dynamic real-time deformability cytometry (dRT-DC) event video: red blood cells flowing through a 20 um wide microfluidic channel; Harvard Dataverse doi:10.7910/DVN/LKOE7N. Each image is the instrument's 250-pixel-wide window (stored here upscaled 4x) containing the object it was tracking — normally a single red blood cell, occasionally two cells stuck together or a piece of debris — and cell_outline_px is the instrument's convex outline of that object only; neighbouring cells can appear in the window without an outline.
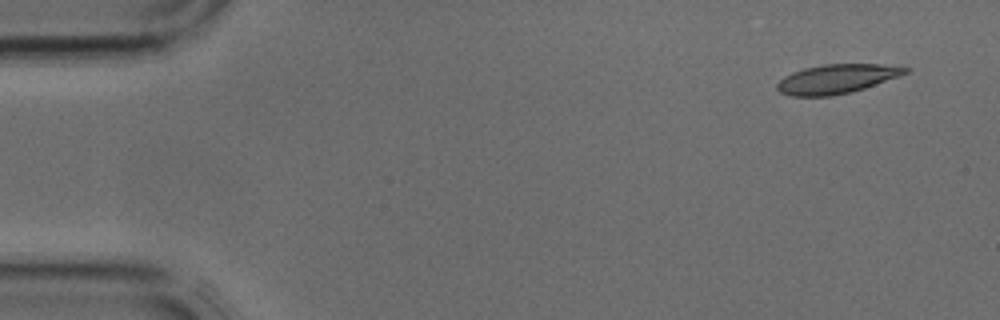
{"species": "common noctule bat (a hibernating species)", "species_latin": "Nyctalus noctula", "temperature_condition": "cold", "stored_images_in_passage": 4, "camera_frame_rate_fps": 3000, "um_per_image_px": 0.085, "animal": {"sex": "male", "body_mass_g": 17.9, "forearm_length_mm": 54.2}, "frame": {"image": 1, "passage_image": 1, "time_ms": 0.0, "image_size_px": [1000, 320], "cell_outline_px": [[908, 72], [900, 76], [852, 92], [828, 96], [792, 96], [780, 92], [776, 88], [776, 84], [784, 76], [792, 72], [804, 68], [824, 64], [880, 64], [908, 68]], "centroid_in_image_um": [71.08, 6.71], "position_along_channel_um": 13.9, "area_um2": 21.68}}
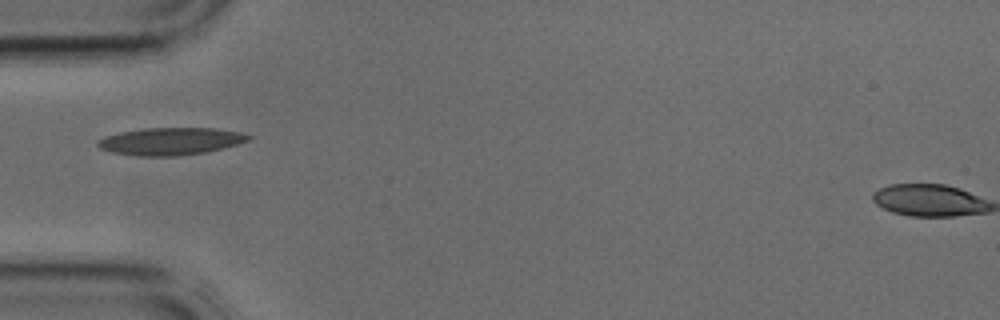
{"frame": {"image": 2, "passage_image": 4, "time_ms": 1.0, "image_size_px": [1000, 320], "cell_outline_px": [[252, 136], [248, 140], [236, 144], [204, 152], [176, 156], [140, 156], [112, 152], [100, 148], [96, 144], [96, 140], [104, 136], [120, 132], [144, 128], [216, 128], [240, 132]], "centroid_in_image_um": [14.44, 12.0], "position_along_channel_um": 70.6, "area_um2": 23.87}}